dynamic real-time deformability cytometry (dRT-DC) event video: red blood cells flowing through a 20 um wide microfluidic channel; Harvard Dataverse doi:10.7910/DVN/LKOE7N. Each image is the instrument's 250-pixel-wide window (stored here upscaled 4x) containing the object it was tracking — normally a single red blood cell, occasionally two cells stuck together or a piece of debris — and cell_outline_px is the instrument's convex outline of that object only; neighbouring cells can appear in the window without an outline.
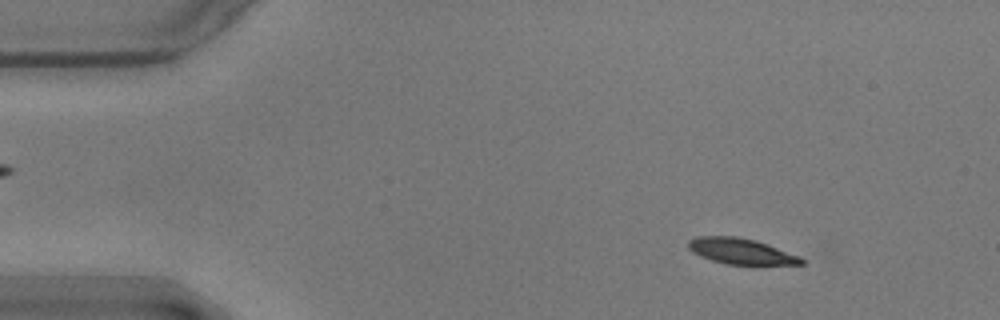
{"species": "common noctule bat (a hibernating species)", "species_latin": "Nyctalus noctula", "temperature_condition": "warm", "stored_images_in_passage": 26, "camera_frame_rate_fps": 3000, "um_per_image_px": 0.085, "animal": {"sex": "male", "body_mass_g": 17.9}, "frame": {"image": 1, "passage_image": 7, "time_ms": 2.0, "image_size_px": [1000, 320], "cell_outline_px": [[804, 264], [728, 264], [712, 260], [700, 256], [692, 252], [688, 248], [688, 240], [696, 236], [736, 236], [756, 240], [800, 256], [804, 260]], "centroid_in_image_um": [62.95, 21.34], "position_along_channel_um": 22.1, "area_um2": 16.88}}
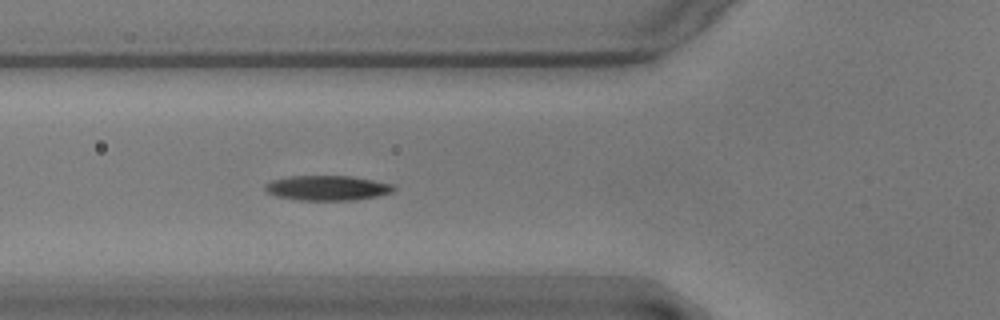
{"frame": {"image": 2, "passage_image": 20, "time_ms": 6.333, "image_size_px": [1000, 320], "cell_outline_px": [[396, 188], [392, 192], [376, 196], [352, 200], [300, 200], [276, 196], [268, 192], [264, 188], [264, 184], [272, 180], [288, 176], [352, 176], [392, 184]], "centroid_in_image_um": [27.79, 15.97], "position_along_channel_um": 98.0, "area_um2": 18.55}}
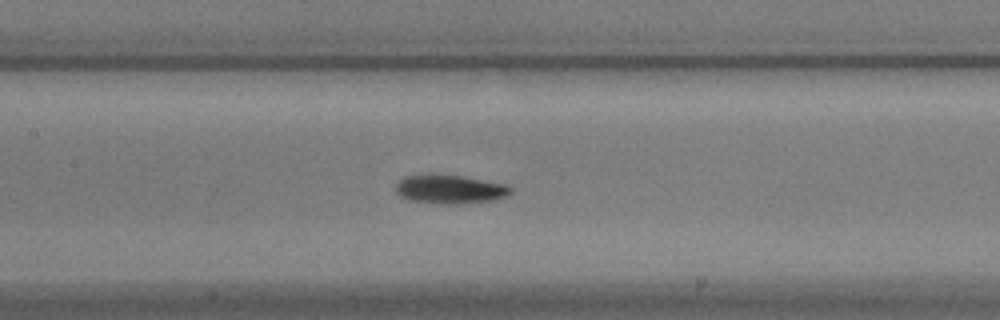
{"frame": {"image": 3, "passage_image": 26, "time_ms": 8.333, "image_size_px": [1000, 320], "cell_outline_px": [[512, 192], [508, 196], [492, 200], [456, 204], [444, 204], [408, 200], [400, 196], [396, 192], [396, 184], [404, 176], [428, 172], [464, 176], [504, 184], [512, 188]], "centroid_in_image_um": [38.2, 16.05], "position_along_channel_um": 169.2, "area_um2": 19.71}}